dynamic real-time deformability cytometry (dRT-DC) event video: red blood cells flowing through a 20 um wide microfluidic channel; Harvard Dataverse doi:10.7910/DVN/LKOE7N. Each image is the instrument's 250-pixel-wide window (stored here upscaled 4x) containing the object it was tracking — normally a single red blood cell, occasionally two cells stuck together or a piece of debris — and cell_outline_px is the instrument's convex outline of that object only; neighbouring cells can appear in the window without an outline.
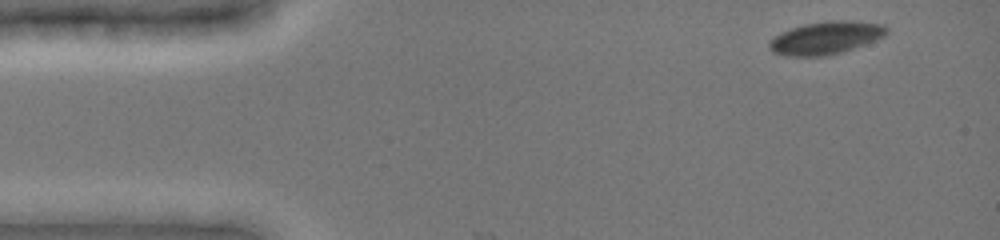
{"species": "common noctule bat (a hibernating species)", "species_latin": "Nyctalus noctula", "temperature_condition": "cold", "stored_images_in_passage": 3, "camera_frame_rate_fps": 3000, "um_per_image_px": 0.085, "animal": {"sex": "female", "body_mass_g": 19.0, "forearm_length_mm": 51.5}, "frame": {"image": 1, "passage_image": 1, "time_ms": 0.0, "image_size_px": [1000, 240], "cell_outline_px": [[888, 32], [884, 36], [864, 44], [840, 52], [824, 56], [784, 56], [772, 52], [768, 48], [768, 44], [780, 32], [804, 24], [832, 20], [844, 20], [884, 24], [888, 28]], "centroid_in_image_um": [70.17, 3.21], "position_along_channel_um": 14.8, "area_um2": 22.2}}